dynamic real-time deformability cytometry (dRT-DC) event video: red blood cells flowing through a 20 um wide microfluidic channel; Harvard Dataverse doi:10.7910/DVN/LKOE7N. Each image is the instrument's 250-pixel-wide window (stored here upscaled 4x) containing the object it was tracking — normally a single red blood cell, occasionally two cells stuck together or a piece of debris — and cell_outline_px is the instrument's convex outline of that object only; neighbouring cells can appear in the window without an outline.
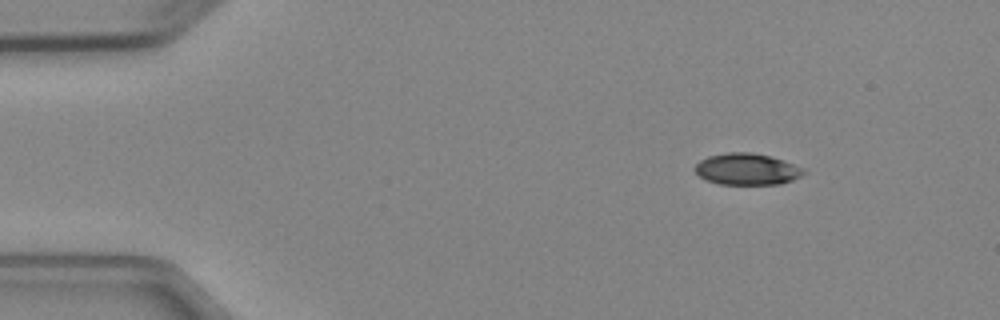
{"species": "Egyptian fruit bat (a non-hibernating species)", "species_latin": "Rousettus aegyptiacus", "temperature_condition": "cold", "stored_images_in_passage": 4, "camera_frame_rate_fps": 3000, "um_per_image_px": 0.085, "animal": {"sex": "female"}, "frame": {"image": 1, "passage_image": 1, "time_ms": 0.0, "image_size_px": [1000, 320], "cell_outline_px": [[808, 172], [792, 180], [780, 184], [720, 184], [704, 180], [692, 168], [700, 160], [708, 156], [728, 152], [748, 152], [768, 156], [784, 160], [804, 168]], "centroid_in_image_um": [63.48, 14.38], "position_along_channel_um": 21.5, "area_um2": 20.06}}
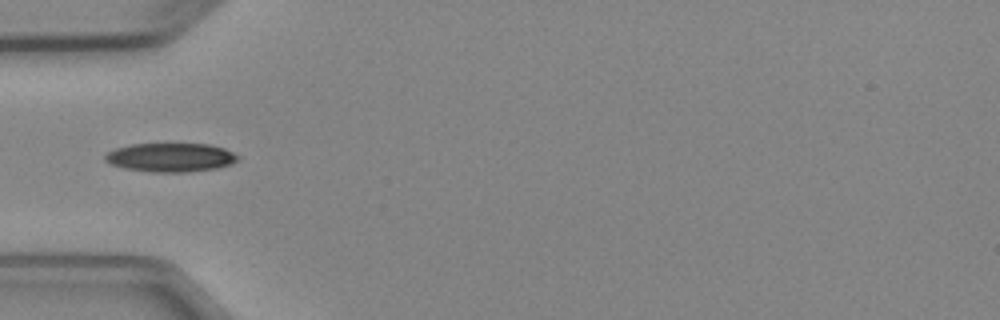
{"frame": {"image": 2, "passage_image": 4, "time_ms": 3.333, "image_size_px": [1000, 320], "cell_outline_px": [[240, 156], [232, 164], [216, 168], [188, 172], [152, 172], [124, 168], [112, 164], [104, 160], [104, 156], [108, 152], [116, 148], [128, 144], [208, 144], [224, 148]], "centroid_in_image_um": [14.5, 13.38], "position_along_channel_um": 70.5, "area_um2": 22.25}}